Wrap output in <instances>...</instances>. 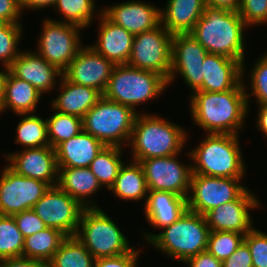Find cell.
Returning <instances> with one entry per match:
<instances>
[{
    "label": "cell",
    "mask_w": 267,
    "mask_h": 267,
    "mask_svg": "<svg viewBox=\"0 0 267 267\" xmlns=\"http://www.w3.org/2000/svg\"><path fill=\"white\" fill-rule=\"evenodd\" d=\"M244 79L231 90L207 92L197 90L190 97L193 122L207 134H236L245 124L248 105Z\"/></svg>",
    "instance_id": "cell-1"
},
{
    "label": "cell",
    "mask_w": 267,
    "mask_h": 267,
    "mask_svg": "<svg viewBox=\"0 0 267 267\" xmlns=\"http://www.w3.org/2000/svg\"><path fill=\"white\" fill-rule=\"evenodd\" d=\"M247 27L238 11L206 5L203 15L190 34L208 53L238 60L242 64V78H244L245 40L243 34Z\"/></svg>",
    "instance_id": "cell-2"
},
{
    "label": "cell",
    "mask_w": 267,
    "mask_h": 267,
    "mask_svg": "<svg viewBox=\"0 0 267 267\" xmlns=\"http://www.w3.org/2000/svg\"><path fill=\"white\" fill-rule=\"evenodd\" d=\"M186 130L154 114H137L128 146L133 161L181 154L186 143Z\"/></svg>",
    "instance_id": "cell-3"
},
{
    "label": "cell",
    "mask_w": 267,
    "mask_h": 267,
    "mask_svg": "<svg viewBox=\"0 0 267 267\" xmlns=\"http://www.w3.org/2000/svg\"><path fill=\"white\" fill-rule=\"evenodd\" d=\"M236 134H207L196 149L187 155L192 159V174L243 178L245 163Z\"/></svg>",
    "instance_id": "cell-4"
},
{
    "label": "cell",
    "mask_w": 267,
    "mask_h": 267,
    "mask_svg": "<svg viewBox=\"0 0 267 267\" xmlns=\"http://www.w3.org/2000/svg\"><path fill=\"white\" fill-rule=\"evenodd\" d=\"M157 234H144L147 243L170 258L185 262L207 250L210 234L205 216L187 210L178 220Z\"/></svg>",
    "instance_id": "cell-5"
},
{
    "label": "cell",
    "mask_w": 267,
    "mask_h": 267,
    "mask_svg": "<svg viewBox=\"0 0 267 267\" xmlns=\"http://www.w3.org/2000/svg\"><path fill=\"white\" fill-rule=\"evenodd\" d=\"M166 87L167 80L157 72L120 64L115 65L103 96L136 111L137 105L158 97Z\"/></svg>",
    "instance_id": "cell-6"
},
{
    "label": "cell",
    "mask_w": 267,
    "mask_h": 267,
    "mask_svg": "<svg viewBox=\"0 0 267 267\" xmlns=\"http://www.w3.org/2000/svg\"><path fill=\"white\" fill-rule=\"evenodd\" d=\"M137 114L131 107L102 96L82 118L83 131L105 146L122 147L126 142L127 146Z\"/></svg>",
    "instance_id": "cell-7"
},
{
    "label": "cell",
    "mask_w": 267,
    "mask_h": 267,
    "mask_svg": "<svg viewBox=\"0 0 267 267\" xmlns=\"http://www.w3.org/2000/svg\"><path fill=\"white\" fill-rule=\"evenodd\" d=\"M76 237L94 259L115 257L134 249L116 223L99 207L84 208Z\"/></svg>",
    "instance_id": "cell-8"
},
{
    "label": "cell",
    "mask_w": 267,
    "mask_h": 267,
    "mask_svg": "<svg viewBox=\"0 0 267 267\" xmlns=\"http://www.w3.org/2000/svg\"><path fill=\"white\" fill-rule=\"evenodd\" d=\"M38 39L37 53L63 72L82 47L80 30L82 27L46 19ZM81 40V41H80Z\"/></svg>",
    "instance_id": "cell-9"
},
{
    "label": "cell",
    "mask_w": 267,
    "mask_h": 267,
    "mask_svg": "<svg viewBox=\"0 0 267 267\" xmlns=\"http://www.w3.org/2000/svg\"><path fill=\"white\" fill-rule=\"evenodd\" d=\"M173 34L160 23L156 28L134 35L128 65L157 72L167 81L171 72Z\"/></svg>",
    "instance_id": "cell-10"
},
{
    "label": "cell",
    "mask_w": 267,
    "mask_h": 267,
    "mask_svg": "<svg viewBox=\"0 0 267 267\" xmlns=\"http://www.w3.org/2000/svg\"><path fill=\"white\" fill-rule=\"evenodd\" d=\"M241 180L192 174L187 197L188 210L204 216L213 208L236 200L247 189L240 184Z\"/></svg>",
    "instance_id": "cell-11"
},
{
    "label": "cell",
    "mask_w": 267,
    "mask_h": 267,
    "mask_svg": "<svg viewBox=\"0 0 267 267\" xmlns=\"http://www.w3.org/2000/svg\"><path fill=\"white\" fill-rule=\"evenodd\" d=\"M32 209L47 227L58 229L66 236H76L84 207L58 186H54Z\"/></svg>",
    "instance_id": "cell-12"
},
{
    "label": "cell",
    "mask_w": 267,
    "mask_h": 267,
    "mask_svg": "<svg viewBox=\"0 0 267 267\" xmlns=\"http://www.w3.org/2000/svg\"><path fill=\"white\" fill-rule=\"evenodd\" d=\"M51 186L45 182L24 177L8 166L0 178V215L31 210Z\"/></svg>",
    "instance_id": "cell-13"
},
{
    "label": "cell",
    "mask_w": 267,
    "mask_h": 267,
    "mask_svg": "<svg viewBox=\"0 0 267 267\" xmlns=\"http://www.w3.org/2000/svg\"><path fill=\"white\" fill-rule=\"evenodd\" d=\"M208 52L190 34H174L172 38L171 72L168 84L174 81L177 73L192 90H199L203 84V61Z\"/></svg>",
    "instance_id": "cell-14"
},
{
    "label": "cell",
    "mask_w": 267,
    "mask_h": 267,
    "mask_svg": "<svg viewBox=\"0 0 267 267\" xmlns=\"http://www.w3.org/2000/svg\"><path fill=\"white\" fill-rule=\"evenodd\" d=\"M178 155L141 160L148 190L169 191L188 197L190 192L192 166L182 165Z\"/></svg>",
    "instance_id": "cell-15"
},
{
    "label": "cell",
    "mask_w": 267,
    "mask_h": 267,
    "mask_svg": "<svg viewBox=\"0 0 267 267\" xmlns=\"http://www.w3.org/2000/svg\"><path fill=\"white\" fill-rule=\"evenodd\" d=\"M115 64L91 46H82L62 75L78 85L95 88L102 94L107 88Z\"/></svg>",
    "instance_id": "cell-16"
},
{
    "label": "cell",
    "mask_w": 267,
    "mask_h": 267,
    "mask_svg": "<svg viewBox=\"0 0 267 267\" xmlns=\"http://www.w3.org/2000/svg\"><path fill=\"white\" fill-rule=\"evenodd\" d=\"M260 204L247 188L236 200L219 205L204 216L210 231L239 232L245 235L253 228L249 211L259 208Z\"/></svg>",
    "instance_id": "cell-17"
},
{
    "label": "cell",
    "mask_w": 267,
    "mask_h": 267,
    "mask_svg": "<svg viewBox=\"0 0 267 267\" xmlns=\"http://www.w3.org/2000/svg\"><path fill=\"white\" fill-rule=\"evenodd\" d=\"M5 157L9 160L7 166L18 175L45 182L51 187L57 186L58 167L52 147L25 148L19 153H8Z\"/></svg>",
    "instance_id": "cell-18"
},
{
    "label": "cell",
    "mask_w": 267,
    "mask_h": 267,
    "mask_svg": "<svg viewBox=\"0 0 267 267\" xmlns=\"http://www.w3.org/2000/svg\"><path fill=\"white\" fill-rule=\"evenodd\" d=\"M101 10L110 21L133 35L152 30L161 23V9L145 1H125Z\"/></svg>",
    "instance_id": "cell-19"
},
{
    "label": "cell",
    "mask_w": 267,
    "mask_h": 267,
    "mask_svg": "<svg viewBox=\"0 0 267 267\" xmlns=\"http://www.w3.org/2000/svg\"><path fill=\"white\" fill-rule=\"evenodd\" d=\"M9 71L17 78L27 81L40 93L56 88V78L62 77V72L36 51H20L9 67Z\"/></svg>",
    "instance_id": "cell-20"
},
{
    "label": "cell",
    "mask_w": 267,
    "mask_h": 267,
    "mask_svg": "<svg viewBox=\"0 0 267 267\" xmlns=\"http://www.w3.org/2000/svg\"><path fill=\"white\" fill-rule=\"evenodd\" d=\"M99 13L98 40L89 46L115 65L127 64L130 59L134 35L110 21L101 10Z\"/></svg>",
    "instance_id": "cell-21"
},
{
    "label": "cell",
    "mask_w": 267,
    "mask_h": 267,
    "mask_svg": "<svg viewBox=\"0 0 267 267\" xmlns=\"http://www.w3.org/2000/svg\"><path fill=\"white\" fill-rule=\"evenodd\" d=\"M203 84L207 92H225L242 80V64L224 55L208 53L203 61Z\"/></svg>",
    "instance_id": "cell-22"
},
{
    "label": "cell",
    "mask_w": 267,
    "mask_h": 267,
    "mask_svg": "<svg viewBox=\"0 0 267 267\" xmlns=\"http://www.w3.org/2000/svg\"><path fill=\"white\" fill-rule=\"evenodd\" d=\"M146 220L162 229L178 220L187 210V198L169 191L148 190L145 205Z\"/></svg>",
    "instance_id": "cell-23"
},
{
    "label": "cell",
    "mask_w": 267,
    "mask_h": 267,
    "mask_svg": "<svg viewBox=\"0 0 267 267\" xmlns=\"http://www.w3.org/2000/svg\"><path fill=\"white\" fill-rule=\"evenodd\" d=\"M105 145L85 131L60 143L56 148L58 168L89 167Z\"/></svg>",
    "instance_id": "cell-24"
},
{
    "label": "cell",
    "mask_w": 267,
    "mask_h": 267,
    "mask_svg": "<svg viewBox=\"0 0 267 267\" xmlns=\"http://www.w3.org/2000/svg\"><path fill=\"white\" fill-rule=\"evenodd\" d=\"M60 79L61 93L51 104L52 108L59 113L83 118L103 96L97 89L75 84L68 81L63 75Z\"/></svg>",
    "instance_id": "cell-25"
},
{
    "label": "cell",
    "mask_w": 267,
    "mask_h": 267,
    "mask_svg": "<svg viewBox=\"0 0 267 267\" xmlns=\"http://www.w3.org/2000/svg\"><path fill=\"white\" fill-rule=\"evenodd\" d=\"M205 6L204 0H168L160 11L161 24L173 35L190 33L203 15Z\"/></svg>",
    "instance_id": "cell-26"
},
{
    "label": "cell",
    "mask_w": 267,
    "mask_h": 267,
    "mask_svg": "<svg viewBox=\"0 0 267 267\" xmlns=\"http://www.w3.org/2000/svg\"><path fill=\"white\" fill-rule=\"evenodd\" d=\"M57 186L76 199L84 208L99 207L93 203V200H87L102 188L89 167L58 168Z\"/></svg>",
    "instance_id": "cell-27"
},
{
    "label": "cell",
    "mask_w": 267,
    "mask_h": 267,
    "mask_svg": "<svg viewBox=\"0 0 267 267\" xmlns=\"http://www.w3.org/2000/svg\"><path fill=\"white\" fill-rule=\"evenodd\" d=\"M41 95L42 93L33 85L17 78L8 71L2 98L3 110L5 111L9 108V110L15 112L16 115L35 113Z\"/></svg>",
    "instance_id": "cell-28"
},
{
    "label": "cell",
    "mask_w": 267,
    "mask_h": 267,
    "mask_svg": "<svg viewBox=\"0 0 267 267\" xmlns=\"http://www.w3.org/2000/svg\"><path fill=\"white\" fill-rule=\"evenodd\" d=\"M113 195L123 200H142L148 195V187L142 165L131 161L120 167L114 185L110 188Z\"/></svg>",
    "instance_id": "cell-29"
},
{
    "label": "cell",
    "mask_w": 267,
    "mask_h": 267,
    "mask_svg": "<svg viewBox=\"0 0 267 267\" xmlns=\"http://www.w3.org/2000/svg\"><path fill=\"white\" fill-rule=\"evenodd\" d=\"M66 237L58 229L47 227L25 237L23 256L48 264Z\"/></svg>",
    "instance_id": "cell-30"
},
{
    "label": "cell",
    "mask_w": 267,
    "mask_h": 267,
    "mask_svg": "<svg viewBox=\"0 0 267 267\" xmlns=\"http://www.w3.org/2000/svg\"><path fill=\"white\" fill-rule=\"evenodd\" d=\"M95 259L76 236H67L47 267H93Z\"/></svg>",
    "instance_id": "cell-31"
},
{
    "label": "cell",
    "mask_w": 267,
    "mask_h": 267,
    "mask_svg": "<svg viewBox=\"0 0 267 267\" xmlns=\"http://www.w3.org/2000/svg\"><path fill=\"white\" fill-rule=\"evenodd\" d=\"M122 147L105 146L89 165V169L101 186L110 188L114 185L120 167L124 164L121 159Z\"/></svg>",
    "instance_id": "cell-32"
},
{
    "label": "cell",
    "mask_w": 267,
    "mask_h": 267,
    "mask_svg": "<svg viewBox=\"0 0 267 267\" xmlns=\"http://www.w3.org/2000/svg\"><path fill=\"white\" fill-rule=\"evenodd\" d=\"M22 116L17 130V138L15 142L22 144L25 148H39L49 146L47 136V123L46 119H42L34 113L18 114Z\"/></svg>",
    "instance_id": "cell-33"
},
{
    "label": "cell",
    "mask_w": 267,
    "mask_h": 267,
    "mask_svg": "<svg viewBox=\"0 0 267 267\" xmlns=\"http://www.w3.org/2000/svg\"><path fill=\"white\" fill-rule=\"evenodd\" d=\"M46 123L49 146L53 149L83 131L82 118L57 111L46 119Z\"/></svg>",
    "instance_id": "cell-34"
},
{
    "label": "cell",
    "mask_w": 267,
    "mask_h": 267,
    "mask_svg": "<svg viewBox=\"0 0 267 267\" xmlns=\"http://www.w3.org/2000/svg\"><path fill=\"white\" fill-rule=\"evenodd\" d=\"M95 0H56L54 9L63 16V22L71 23L83 29L91 26L95 7ZM66 20V21H65Z\"/></svg>",
    "instance_id": "cell-35"
},
{
    "label": "cell",
    "mask_w": 267,
    "mask_h": 267,
    "mask_svg": "<svg viewBox=\"0 0 267 267\" xmlns=\"http://www.w3.org/2000/svg\"><path fill=\"white\" fill-rule=\"evenodd\" d=\"M24 239L13 216L0 215V259L23 256Z\"/></svg>",
    "instance_id": "cell-36"
},
{
    "label": "cell",
    "mask_w": 267,
    "mask_h": 267,
    "mask_svg": "<svg viewBox=\"0 0 267 267\" xmlns=\"http://www.w3.org/2000/svg\"><path fill=\"white\" fill-rule=\"evenodd\" d=\"M244 234L229 231H211L207 251L220 261L226 260L244 241Z\"/></svg>",
    "instance_id": "cell-37"
},
{
    "label": "cell",
    "mask_w": 267,
    "mask_h": 267,
    "mask_svg": "<svg viewBox=\"0 0 267 267\" xmlns=\"http://www.w3.org/2000/svg\"><path fill=\"white\" fill-rule=\"evenodd\" d=\"M23 32L20 23H5L0 27V62L9 68L19 55V42Z\"/></svg>",
    "instance_id": "cell-38"
},
{
    "label": "cell",
    "mask_w": 267,
    "mask_h": 267,
    "mask_svg": "<svg viewBox=\"0 0 267 267\" xmlns=\"http://www.w3.org/2000/svg\"><path fill=\"white\" fill-rule=\"evenodd\" d=\"M250 85L252 93L246 92L247 105L249 108V97L254 95L257 105H267V53L260 57L255 63L250 74Z\"/></svg>",
    "instance_id": "cell-39"
},
{
    "label": "cell",
    "mask_w": 267,
    "mask_h": 267,
    "mask_svg": "<svg viewBox=\"0 0 267 267\" xmlns=\"http://www.w3.org/2000/svg\"><path fill=\"white\" fill-rule=\"evenodd\" d=\"M252 256L253 267H267V233L252 228L244 236Z\"/></svg>",
    "instance_id": "cell-40"
},
{
    "label": "cell",
    "mask_w": 267,
    "mask_h": 267,
    "mask_svg": "<svg viewBox=\"0 0 267 267\" xmlns=\"http://www.w3.org/2000/svg\"><path fill=\"white\" fill-rule=\"evenodd\" d=\"M238 13L248 28L267 23V0H241Z\"/></svg>",
    "instance_id": "cell-41"
},
{
    "label": "cell",
    "mask_w": 267,
    "mask_h": 267,
    "mask_svg": "<svg viewBox=\"0 0 267 267\" xmlns=\"http://www.w3.org/2000/svg\"><path fill=\"white\" fill-rule=\"evenodd\" d=\"M12 216L24 237H28L47 228L46 224L36 215L33 209L22 211Z\"/></svg>",
    "instance_id": "cell-42"
},
{
    "label": "cell",
    "mask_w": 267,
    "mask_h": 267,
    "mask_svg": "<svg viewBox=\"0 0 267 267\" xmlns=\"http://www.w3.org/2000/svg\"><path fill=\"white\" fill-rule=\"evenodd\" d=\"M140 252L134 248L119 256L95 259L93 267H136Z\"/></svg>",
    "instance_id": "cell-43"
},
{
    "label": "cell",
    "mask_w": 267,
    "mask_h": 267,
    "mask_svg": "<svg viewBox=\"0 0 267 267\" xmlns=\"http://www.w3.org/2000/svg\"><path fill=\"white\" fill-rule=\"evenodd\" d=\"M222 267H253L248 245L243 241L235 252L222 262Z\"/></svg>",
    "instance_id": "cell-44"
},
{
    "label": "cell",
    "mask_w": 267,
    "mask_h": 267,
    "mask_svg": "<svg viewBox=\"0 0 267 267\" xmlns=\"http://www.w3.org/2000/svg\"><path fill=\"white\" fill-rule=\"evenodd\" d=\"M22 13L19 0H0V18L6 23H19Z\"/></svg>",
    "instance_id": "cell-45"
},
{
    "label": "cell",
    "mask_w": 267,
    "mask_h": 267,
    "mask_svg": "<svg viewBox=\"0 0 267 267\" xmlns=\"http://www.w3.org/2000/svg\"><path fill=\"white\" fill-rule=\"evenodd\" d=\"M184 263L189 267H222V261L216 259L207 250L187 259Z\"/></svg>",
    "instance_id": "cell-46"
},
{
    "label": "cell",
    "mask_w": 267,
    "mask_h": 267,
    "mask_svg": "<svg viewBox=\"0 0 267 267\" xmlns=\"http://www.w3.org/2000/svg\"><path fill=\"white\" fill-rule=\"evenodd\" d=\"M0 267H47V264L25 256L0 259Z\"/></svg>",
    "instance_id": "cell-47"
},
{
    "label": "cell",
    "mask_w": 267,
    "mask_h": 267,
    "mask_svg": "<svg viewBox=\"0 0 267 267\" xmlns=\"http://www.w3.org/2000/svg\"><path fill=\"white\" fill-rule=\"evenodd\" d=\"M210 7L223 8L230 11H238L241 0H204Z\"/></svg>",
    "instance_id": "cell-48"
},
{
    "label": "cell",
    "mask_w": 267,
    "mask_h": 267,
    "mask_svg": "<svg viewBox=\"0 0 267 267\" xmlns=\"http://www.w3.org/2000/svg\"><path fill=\"white\" fill-rule=\"evenodd\" d=\"M56 0H21L20 6L23 9L40 10L45 7H54Z\"/></svg>",
    "instance_id": "cell-49"
},
{
    "label": "cell",
    "mask_w": 267,
    "mask_h": 267,
    "mask_svg": "<svg viewBox=\"0 0 267 267\" xmlns=\"http://www.w3.org/2000/svg\"><path fill=\"white\" fill-rule=\"evenodd\" d=\"M257 127L267 137V105H259Z\"/></svg>",
    "instance_id": "cell-50"
},
{
    "label": "cell",
    "mask_w": 267,
    "mask_h": 267,
    "mask_svg": "<svg viewBox=\"0 0 267 267\" xmlns=\"http://www.w3.org/2000/svg\"><path fill=\"white\" fill-rule=\"evenodd\" d=\"M3 68H4L3 72L0 70V96L4 95V83H5V79L8 74V71H9V68L7 67H3Z\"/></svg>",
    "instance_id": "cell-51"
},
{
    "label": "cell",
    "mask_w": 267,
    "mask_h": 267,
    "mask_svg": "<svg viewBox=\"0 0 267 267\" xmlns=\"http://www.w3.org/2000/svg\"><path fill=\"white\" fill-rule=\"evenodd\" d=\"M2 98H3V96H0V113L4 112L3 104H2Z\"/></svg>",
    "instance_id": "cell-52"
},
{
    "label": "cell",
    "mask_w": 267,
    "mask_h": 267,
    "mask_svg": "<svg viewBox=\"0 0 267 267\" xmlns=\"http://www.w3.org/2000/svg\"><path fill=\"white\" fill-rule=\"evenodd\" d=\"M6 22L3 21L1 18H0V27H2Z\"/></svg>",
    "instance_id": "cell-53"
}]
</instances>
